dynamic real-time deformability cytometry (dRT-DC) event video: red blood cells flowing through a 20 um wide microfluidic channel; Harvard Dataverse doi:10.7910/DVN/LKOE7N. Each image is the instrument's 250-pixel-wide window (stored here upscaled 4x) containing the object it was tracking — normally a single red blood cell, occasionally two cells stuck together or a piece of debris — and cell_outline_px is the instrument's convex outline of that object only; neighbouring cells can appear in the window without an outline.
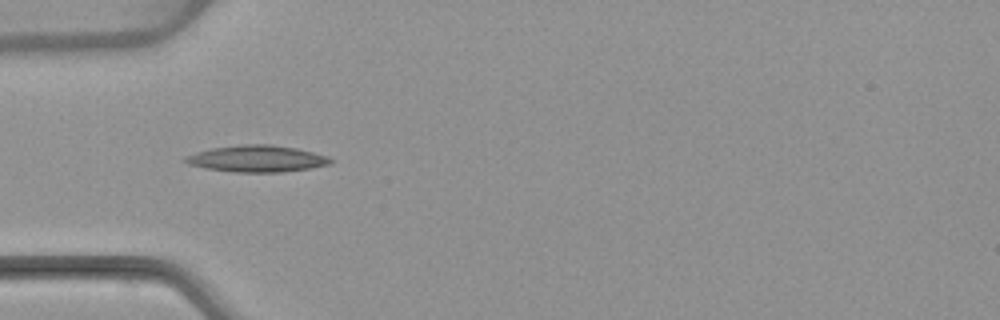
{"species": "common noctule bat (a hibernating species)", "species_latin": "Nyctalus noctula", "temperature_condition": "warm", "stored_images_in_passage": 37, "camera_frame_rate_fps": 3000, "um_per_image_px": 0.085, "animal": {"sex": "female", "body_mass_g": 22.7, "forearm_length_mm": 54.2}, "frame": {"image": 1, "passage_image": 1, "time_ms": 0.0, "image_size_px": [1000, 320], "cell_outline_px": [[332, 164], [308, 168], [280, 172], [236, 172], [208, 168], [188, 164], [180, 160], [184, 156], [196, 152], [212, 148], [244, 144], [272, 144], [296, 148], [328, 156], [332, 160]], "centroid_in_image_um": [21.81, 13.48], "position_along_channel_um": 63.2, "area_um2": 22.43}}
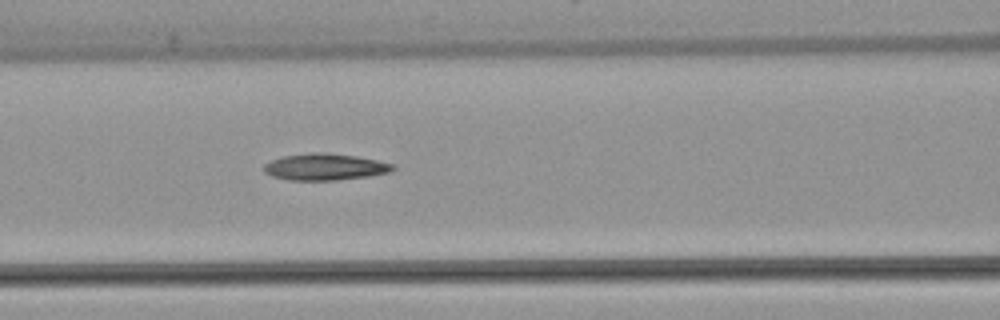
{"frame": {"image": 2, "passage_image": 7, "time_ms": 2.0, "image_size_px": [1000, 320], "cell_outline_px": [[396, 168], [388, 172], [368, 176], [336, 180], [292, 180], [272, 176], [264, 172], [264, 164], [272, 160], [284, 156], [316, 152], [324, 152], [356, 156], [376, 160], [392, 164]], "centroid_in_image_um": [27.6, 14.18], "position_along_channel_um": 139.0, "area_um2": 19.71}}
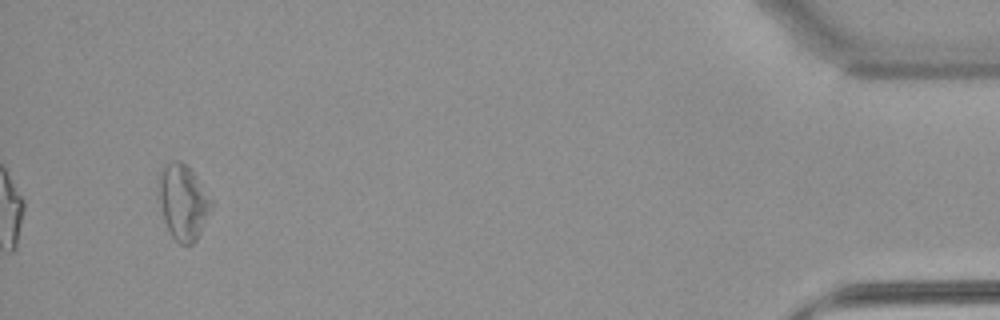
{"frame": {"image": 3, "passage_image": 35, "time_ms": 11.333, "image_size_px": [1000, 320], "cell_outline_px": [[216, 204], [196, 240], [192, 244], [180, 244], [172, 236], [164, 220], [160, 204], [156, 184], [160, 172], [164, 164], [172, 160], [180, 160], [196, 176]], "centroid_in_image_um": [15.57, 17.15], "position_along_channel_um": 419.6, "area_um2": 23.52}}